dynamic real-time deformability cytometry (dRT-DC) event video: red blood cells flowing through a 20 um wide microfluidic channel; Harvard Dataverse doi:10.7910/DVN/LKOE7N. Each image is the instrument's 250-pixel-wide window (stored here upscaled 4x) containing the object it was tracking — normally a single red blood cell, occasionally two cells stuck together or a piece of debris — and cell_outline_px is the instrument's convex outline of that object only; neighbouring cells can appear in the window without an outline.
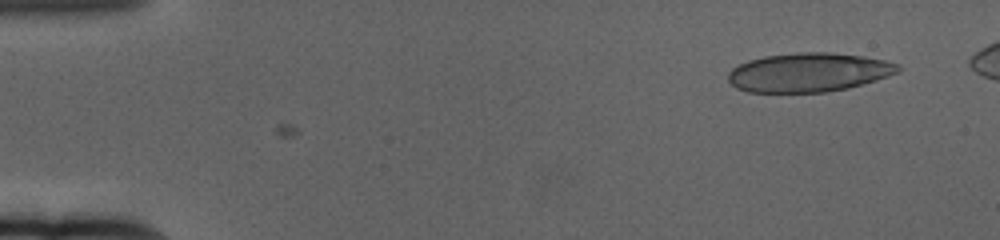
{"species": "human", "species_latin": "Homo sapiens", "temperature_condition": "cold", "stored_images_in_passage": 57, "camera_frame_rate_fps": 3000, "um_per_image_px": 0.085, "donor": {"sex": "female"}, "frame": {"image": 1, "passage_image": 4, "time_ms": 1.0, "image_size_px": [1000, 240], "cell_outline_px": [[904, 68], [900, 72], [876, 80], [848, 88], [828, 92], [748, 92], [736, 88], [728, 80], [728, 72], [732, 68], [748, 60], [764, 56], [796, 52], [832, 52], [864, 56], [884, 60], [900, 64]], "centroid_in_image_um": [68.77, 6.14], "position_along_channel_um": 16.2, "area_um2": 38.96}}
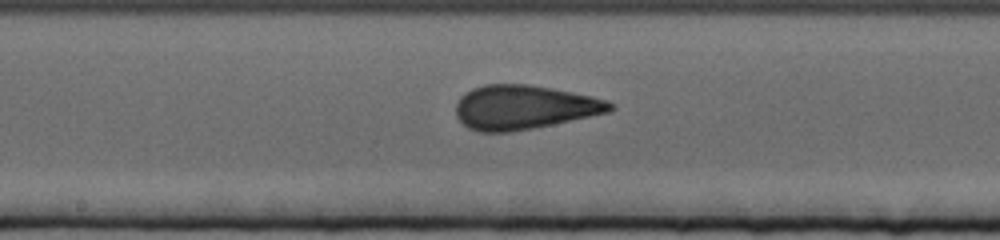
{"frame": {"image": 2, "passage_image": 31, "time_ms": 10.0, "image_size_px": [1000, 240], "cell_outline_px": [[616, 108], [612, 112], [532, 128], [508, 132], [480, 132], [468, 128], [456, 116], [456, 104], [460, 96], [464, 92], [472, 88], [484, 84], [528, 84], [552, 88], [592, 96], [608, 100], [616, 104]], "centroid_in_image_um": [44.57, 9.11], "position_along_channel_um": 203.6, "area_um2": 39.94}}
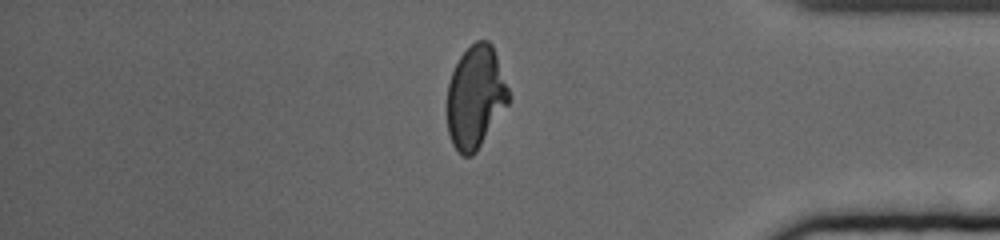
{"frame": {"image": 3, "passage_image": 50, "time_ms": 16.333, "image_size_px": [1000, 240], "cell_outline_px": [[508, 104], [476, 152], [472, 156], [464, 156], [452, 144], [448, 132], [448, 84], [452, 72], [460, 56], [476, 40], [488, 40], [492, 44], [508, 88]], "centroid_in_image_um": [40.41, 8.25], "position_along_channel_um": 394.8, "area_um2": 36.24}}